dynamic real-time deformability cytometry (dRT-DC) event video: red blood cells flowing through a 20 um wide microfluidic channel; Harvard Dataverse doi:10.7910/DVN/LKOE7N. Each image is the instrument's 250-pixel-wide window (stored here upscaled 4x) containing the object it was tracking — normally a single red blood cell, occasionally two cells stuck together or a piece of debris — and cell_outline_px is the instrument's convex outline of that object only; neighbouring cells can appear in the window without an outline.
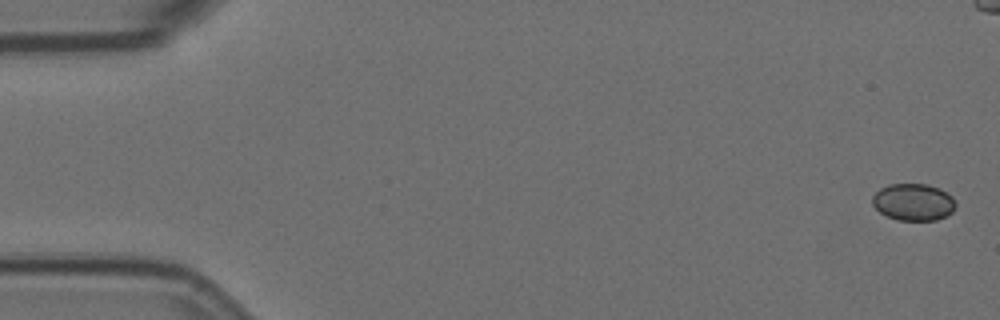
{"species": "Egyptian fruit bat (a non-hibernating species)", "species_latin": "Rousettus aegyptiacus", "temperature_condition": "room temperature", "stored_images_in_passage": 8, "camera_frame_rate_fps": 3000, "um_per_image_px": 0.085, "animal": {"sex": "female"}, "frame": {"image": 1, "passage_image": 1, "time_ms": 0.0, "image_size_px": [1000, 320], "cell_outline_px": [[956, 204], [952, 212], [948, 216], [936, 220], [896, 220], [880, 212], [872, 204], [872, 196], [880, 188], [888, 184], [928, 184], [940, 188], [948, 192], [952, 196]], "centroid_in_image_um": [77.66, 17.17], "position_along_channel_um": 7.3, "area_um2": 18.15}}
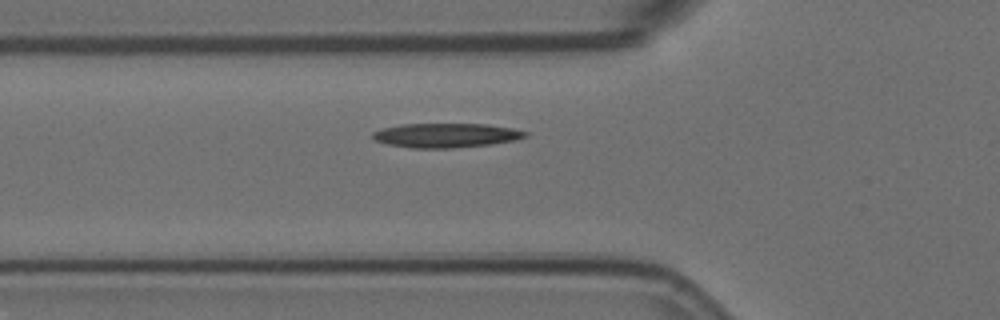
{"frame": {"image": 2, "passage_image": 7, "time_ms": 2.0, "image_size_px": [1000, 320], "cell_outline_px": [[528, 136], [516, 140], [492, 144], [452, 148], [412, 148], [388, 144], [376, 140], [372, 136], [372, 132], [384, 128], [400, 124], [488, 124], [512, 128], [528, 132]], "centroid_in_image_um": [37.95, 11.5], "position_along_channel_um": 87.9, "area_um2": 21.62}}